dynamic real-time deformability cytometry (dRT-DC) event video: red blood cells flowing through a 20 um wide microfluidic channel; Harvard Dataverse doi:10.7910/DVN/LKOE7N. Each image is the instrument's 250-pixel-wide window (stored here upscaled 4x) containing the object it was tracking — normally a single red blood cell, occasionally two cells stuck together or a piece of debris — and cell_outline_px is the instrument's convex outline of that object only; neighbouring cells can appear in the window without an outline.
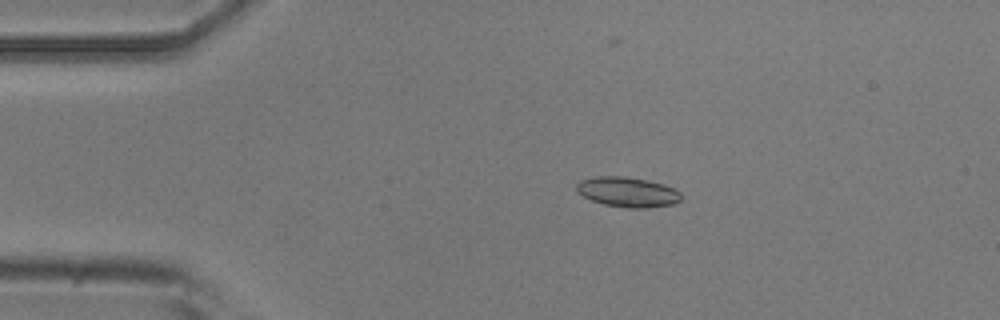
{"species": "common noctule bat (a hibernating species)", "species_latin": "Nyctalus noctula", "temperature_condition": "room temperature", "stored_images_in_passage": 2, "camera_frame_rate_fps": 3000, "um_per_image_px": 0.085, "animal": {"sex": "male", "body_mass_g": 20.5, "forearm_length_mm": 52.5}, "frame": {"image": 1, "passage_image": 1, "time_ms": 0.0, "image_size_px": [1000, 320], "cell_outline_px": [[680, 200], [672, 204], [648, 208], [628, 208], [604, 204], [592, 200], [576, 192], [576, 184], [580, 180], [596, 176], [624, 176], [644, 180], [660, 184], [672, 188], [680, 192]], "centroid_in_image_um": [53.29, 16.32], "position_along_channel_um": 31.7, "area_um2": 18.03}}